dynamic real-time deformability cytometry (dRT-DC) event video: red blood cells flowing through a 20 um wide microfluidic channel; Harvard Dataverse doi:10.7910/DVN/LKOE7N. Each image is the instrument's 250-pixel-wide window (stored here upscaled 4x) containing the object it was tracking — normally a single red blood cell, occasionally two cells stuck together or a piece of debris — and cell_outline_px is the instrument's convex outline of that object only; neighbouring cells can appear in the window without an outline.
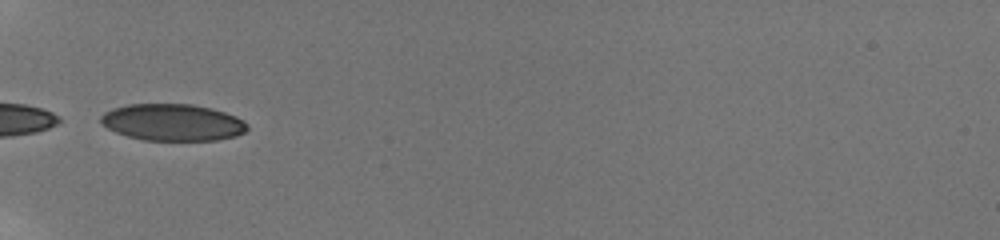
{"species": "human", "species_latin": "Homo sapiens", "temperature_condition": "room temperature", "stored_images_in_passage": 35, "camera_frame_rate_fps": 3000, "um_per_image_px": 0.085, "donor": {"sex": "male"}, "frame": {"image": 1, "passage_image": 1, "time_ms": 0.0, "image_size_px": [1000, 240], "cell_outline_px": [[248, 128], [244, 132], [236, 136], [216, 140], [144, 140], [128, 136], [116, 132], [100, 124], [100, 116], [104, 112], [112, 108], [128, 104], [192, 104], [212, 108], [236, 116], [244, 120], [248, 124]], "centroid_in_image_um": [14.67, 10.39], "position_along_channel_um": 70.3, "area_um2": 31.56}, "authors_computed_cell_mechanics": {"area_um2": 31.5588, "velocity_mm_per_s": 3.8341, "shape_relaxation_time_tau1_ms": null, "shape_relaxation_time_tau2_ms": 1.7165, "deformation_change_tau1": null, "deformation_change_tau2": 0.0466}}